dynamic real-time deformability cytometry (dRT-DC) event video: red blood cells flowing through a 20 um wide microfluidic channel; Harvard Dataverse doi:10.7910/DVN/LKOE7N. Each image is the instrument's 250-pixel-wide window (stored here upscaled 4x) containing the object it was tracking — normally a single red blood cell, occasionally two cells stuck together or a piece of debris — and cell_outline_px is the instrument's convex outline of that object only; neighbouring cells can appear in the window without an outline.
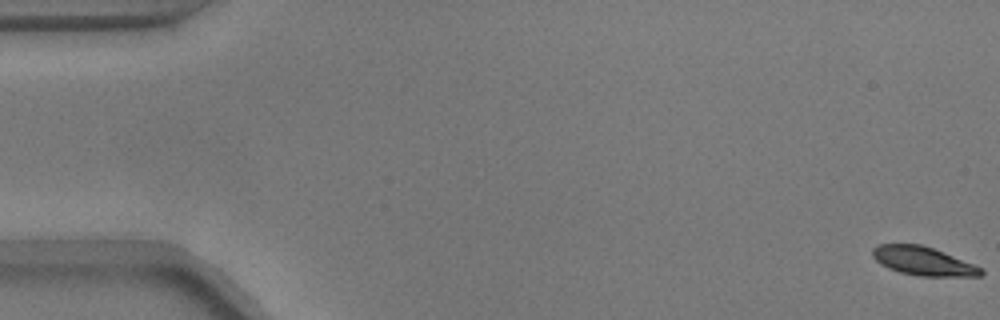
{"species": "common noctule bat (a hibernating species)", "species_latin": "Nyctalus noctula", "temperature_condition": "warm", "stored_images_in_passage": 13, "camera_frame_rate_fps": 3000, "um_per_image_px": 0.085, "animal": {"sex": "male", "body_mass_g": 17.9}, "frame": {"image": 1, "passage_image": 1, "time_ms": 0.0, "image_size_px": [1000, 320], "cell_outline_px": [[984, 272], [980, 276], [916, 276], [900, 272], [888, 268], [880, 264], [872, 256], [872, 248], [876, 244], [920, 244], [932, 248], [984, 268]], "centroid_in_image_um": [78.44, 22.19], "position_along_channel_um": 6.6, "area_um2": 18.09}}